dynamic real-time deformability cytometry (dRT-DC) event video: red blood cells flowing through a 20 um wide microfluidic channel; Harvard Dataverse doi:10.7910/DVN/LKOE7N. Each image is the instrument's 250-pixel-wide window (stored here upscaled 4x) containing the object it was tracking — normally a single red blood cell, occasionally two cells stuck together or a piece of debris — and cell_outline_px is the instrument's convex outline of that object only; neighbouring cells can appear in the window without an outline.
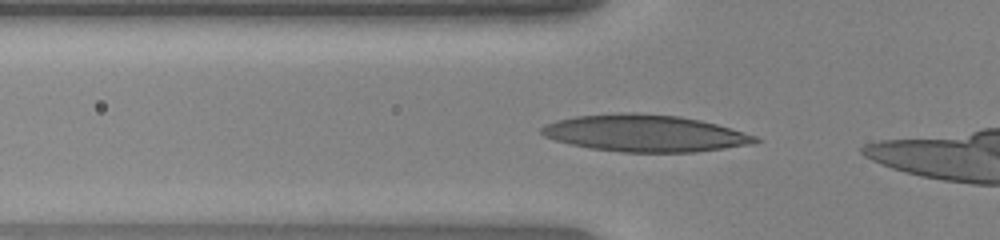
{"species": "human", "species_latin": "Homo sapiens", "temperature_condition": "warm", "stored_images_in_passage": 28, "camera_frame_rate_fps": 3000, "um_per_image_px": 0.085, "donor": {"sex": "female"}, "frame": {"image": 1, "passage_image": 2, "time_ms": 0.333, "image_size_px": [1000, 240], "cell_outline_px": [[764, 140], [756, 144], [696, 152], [620, 152], [592, 148], [572, 144], [556, 140], [544, 136], [540, 132], [540, 128], [544, 124], [556, 120], [576, 116], [620, 112], [636, 112], [680, 116], [700, 120], [716, 124], [744, 132], [756, 136]], "centroid_in_image_um": [54.85, 11.32], "position_along_channel_um": 70.9, "area_um2": 46.18}}
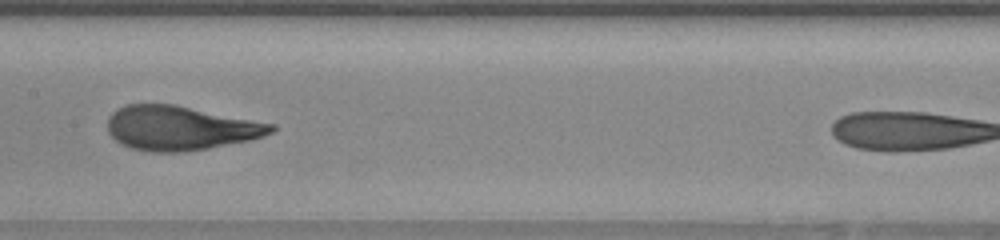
{"frame": {"image": 2, "passage_image": 11, "time_ms": 3.333, "image_size_px": [1000, 240], "cell_outline_px": [[276, 128], [272, 132], [264, 136], [248, 140], [208, 148], [184, 152], [152, 152], [132, 148], [120, 144], [108, 132], [108, 116], [116, 108], [128, 104], [176, 104], [276, 124]], "centroid_in_image_um": [15.32, 10.87], "position_along_channel_um": 192.1, "area_um2": 42.43}}
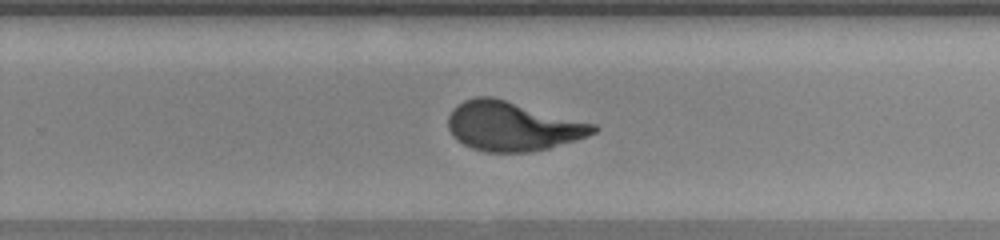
{"frame": {"image": 3, "passage_image": 18, "time_ms": 5.667, "image_size_px": [1000, 240], "cell_outline_px": [[600, 128], [596, 132], [588, 136], [576, 140], [548, 148], [528, 152], [488, 152], [472, 148], [456, 140], [452, 136], [448, 128], [448, 116], [452, 108], [464, 100], [476, 96], [492, 96], [596, 124]], "centroid_in_image_um": [43.55, 10.72], "position_along_channel_um": 286.2, "area_um2": 41.85}}